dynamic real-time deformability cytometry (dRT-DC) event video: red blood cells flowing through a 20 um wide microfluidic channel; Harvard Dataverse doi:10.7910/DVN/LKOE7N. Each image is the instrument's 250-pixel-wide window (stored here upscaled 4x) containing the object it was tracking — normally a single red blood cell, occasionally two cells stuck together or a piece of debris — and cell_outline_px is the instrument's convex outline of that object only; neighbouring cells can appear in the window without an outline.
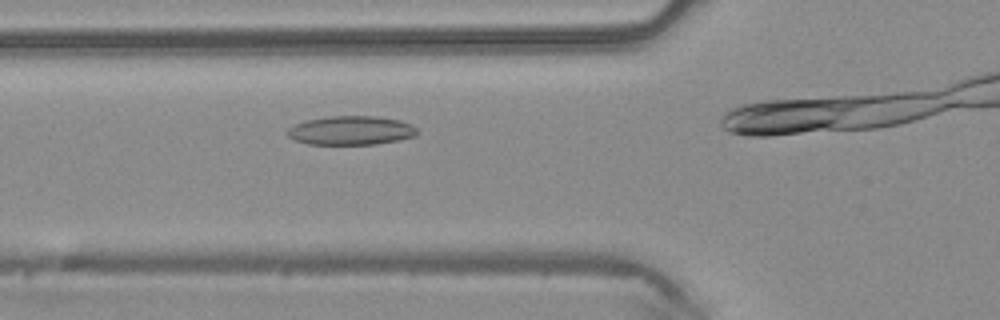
{"species": "common noctule bat (a hibernating species)", "species_latin": "Nyctalus noctula", "temperature_condition": "warm", "stored_images_in_passage": 26, "camera_frame_rate_fps": 3000, "um_per_image_px": 0.085, "animal": {"sex": "male", "body_mass_g": 20.4}, "frame": {"image": 1, "passage_image": 5, "time_ms": 1.333, "image_size_px": [1000, 320], "cell_outline_px": [[416, 136], [400, 140], [376, 144], [308, 144], [296, 140], [288, 136], [284, 132], [288, 128], [304, 120], [328, 116], [376, 116], [400, 120], [412, 124], [416, 128]], "centroid_in_image_um": [29.83, 11.08], "position_along_channel_um": 96.0, "area_um2": 22.02}}